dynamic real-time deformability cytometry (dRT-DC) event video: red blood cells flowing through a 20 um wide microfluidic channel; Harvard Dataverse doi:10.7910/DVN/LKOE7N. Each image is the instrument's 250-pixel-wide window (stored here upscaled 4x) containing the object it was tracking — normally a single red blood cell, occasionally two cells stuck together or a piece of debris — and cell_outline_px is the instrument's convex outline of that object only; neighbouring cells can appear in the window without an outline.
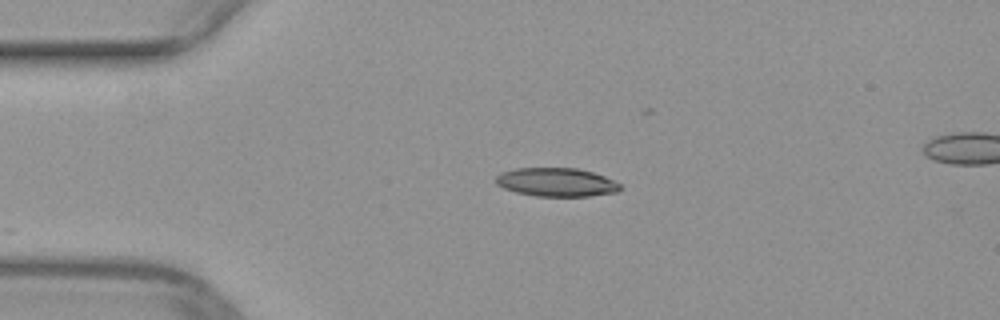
{"species": "common noctule bat (a hibernating species)", "species_latin": "Nyctalus noctula", "temperature_condition": "warm", "stored_images_in_passage": 28, "camera_frame_rate_fps": 3000, "um_per_image_px": 0.085, "animal": {"sex": "female", "body_mass_g": 29.2, "forearm_length_mm": 56.3}, "frame": {"image": 1, "passage_image": 1, "time_ms": 0.0, "image_size_px": [1000, 320], "cell_outline_px": [[624, 188], [616, 192], [588, 196], [536, 196], [516, 192], [504, 188], [496, 184], [496, 176], [500, 172], [516, 168], [576, 168], [592, 172], [604, 176], [620, 184]], "centroid_in_image_um": [47.29, 15.48], "position_along_channel_um": 37.7, "area_um2": 20.69}}
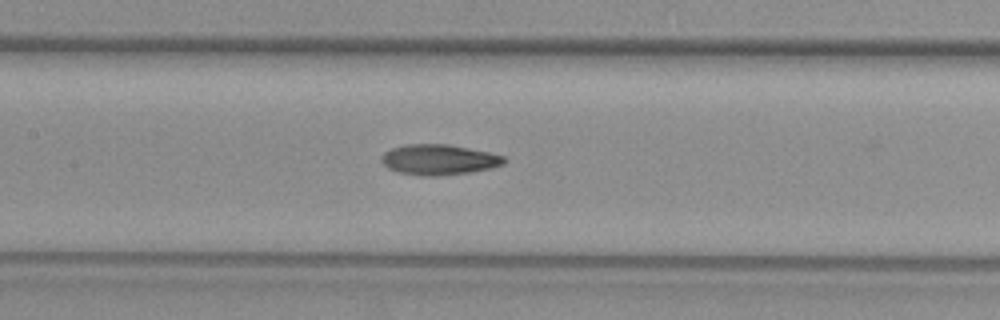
{"frame": {"image": 2, "passage_image": 13, "time_ms": 4.0, "image_size_px": [1000, 320], "cell_outline_px": [[508, 160], [504, 164], [492, 168], [472, 172], [436, 176], [420, 176], [400, 172], [388, 168], [380, 160], [380, 156], [384, 152], [392, 148], [408, 144], [448, 144], [488, 152], [504, 156]], "centroid_in_image_um": [37.32, 13.57], "position_along_channel_um": 170.1, "area_um2": 21.85}}
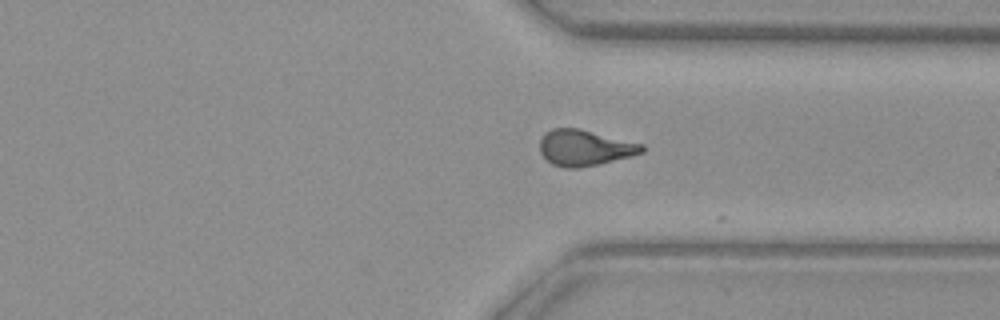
{"frame": {"image": 3, "passage_image": 27, "time_ms": 8.667, "image_size_px": [1000, 320], "cell_outline_px": [[644, 152], [632, 156], [600, 164], [580, 168], [564, 168], [552, 164], [540, 152], [540, 140], [544, 132], [552, 128], [580, 128], [644, 144]], "centroid_in_image_um": [49.71, 12.56], "position_along_channel_um": 361.7, "area_um2": 21.62}}